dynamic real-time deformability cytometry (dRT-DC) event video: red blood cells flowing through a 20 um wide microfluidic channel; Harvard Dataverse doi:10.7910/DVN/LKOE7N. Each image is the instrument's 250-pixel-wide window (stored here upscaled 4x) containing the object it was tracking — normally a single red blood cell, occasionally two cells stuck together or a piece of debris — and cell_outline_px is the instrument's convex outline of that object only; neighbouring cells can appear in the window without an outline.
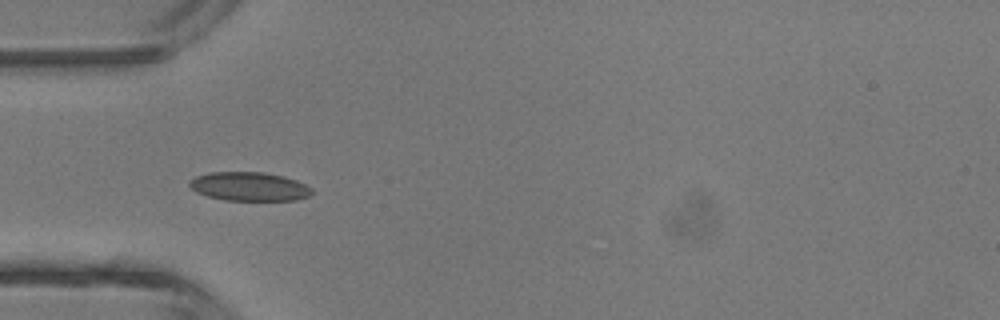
{"species": "common noctule bat (a hibernating species)", "species_latin": "Nyctalus noctula", "temperature_condition": "room temperature", "stored_images_in_passage": 5, "camera_frame_rate_fps": 3000, "um_per_image_px": 0.085, "animal": {"sex": "male", "body_mass_g": 13.3}, "frame": {"image": 1, "passage_image": 5, "time_ms": 4.667, "image_size_px": [1000, 320], "cell_outline_px": [[312, 196], [296, 200], [224, 200], [208, 196], [196, 192], [188, 184], [188, 180], [196, 176], [208, 172], [264, 172], [284, 176], [296, 180], [312, 188]], "centroid_in_image_um": [21.19, 15.85], "position_along_channel_um": 63.8, "area_um2": 20.69}}